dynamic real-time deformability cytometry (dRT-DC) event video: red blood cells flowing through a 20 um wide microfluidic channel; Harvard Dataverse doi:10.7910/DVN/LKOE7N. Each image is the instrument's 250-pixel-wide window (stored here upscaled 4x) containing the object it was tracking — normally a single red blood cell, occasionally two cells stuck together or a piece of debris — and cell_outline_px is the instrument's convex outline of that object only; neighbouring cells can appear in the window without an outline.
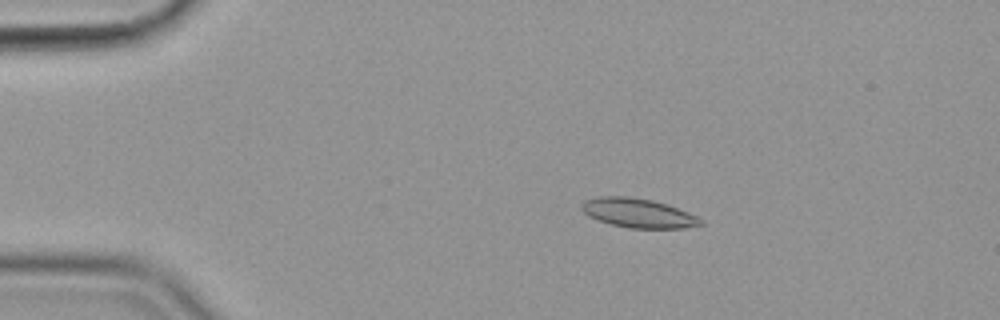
{"species": "common noctule bat (a hibernating species)", "species_latin": "Nyctalus noctula", "temperature_condition": "cold", "stored_images_in_passage": 51, "camera_frame_rate_fps": 3000, "um_per_image_px": 0.085, "animal": {"sex": "female", "body_mass_g": 19.9}, "frame": {"image": 1, "passage_image": 5, "time_ms": 1.333, "image_size_px": [1000, 320], "cell_outline_px": [[704, 224], [684, 228], [628, 228], [612, 224], [588, 216], [580, 208], [580, 204], [584, 200], [600, 196], [628, 196], [652, 200], [688, 212], [704, 220]], "centroid_in_image_um": [54.23, 18.11], "position_along_channel_um": 30.8, "area_um2": 20.17}}
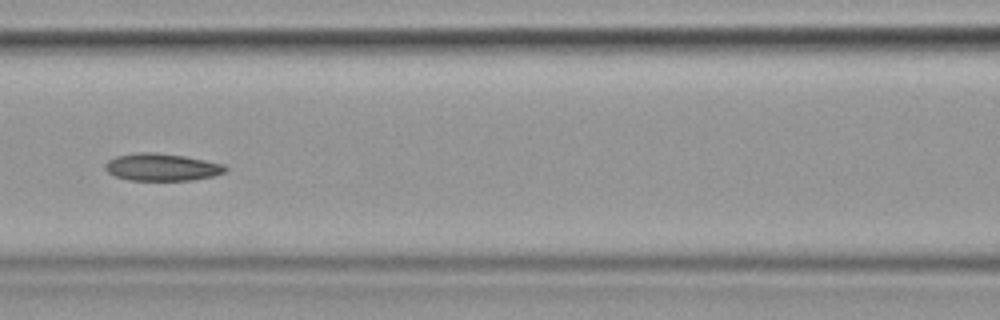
{"frame": {"image": 2, "passage_image": 20, "time_ms": 6.333, "image_size_px": [1000, 320], "cell_outline_px": [[228, 168], [224, 172], [212, 176], [192, 180], [128, 180], [116, 176], [108, 172], [104, 168], [104, 164], [108, 160], [116, 156], [136, 152], [156, 152], [184, 156], [224, 164]], "centroid_in_image_um": [13.73, 14.2], "position_along_channel_um": 152.9, "area_um2": 19.13}}
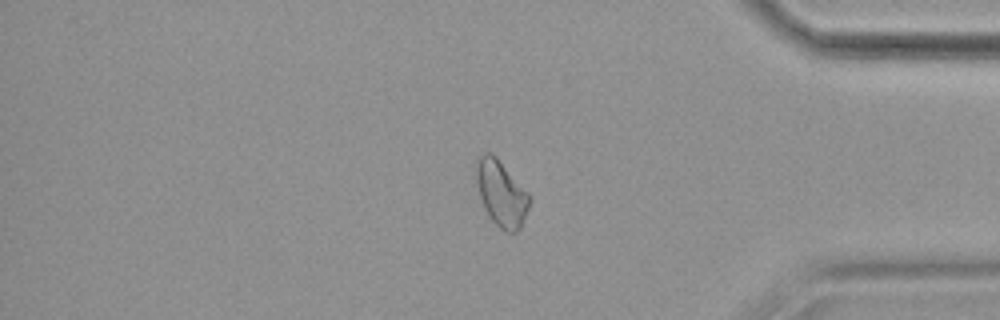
{"frame": {"image": 3, "passage_image": 42, "time_ms": 13.667, "image_size_px": [1000, 320], "cell_outline_px": [[532, 200], [520, 228], [516, 232], [508, 232], [500, 228], [488, 216], [484, 208], [480, 196], [476, 180], [476, 164], [480, 156], [484, 152], [492, 152], [496, 156], [532, 196]], "centroid_in_image_um": [42.63, 16.43], "position_along_channel_um": 392.6, "area_um2": 20.46}, "authors_computed_cell_mechanics": {"area_um2": 19.8254, "velocity_mm_per_s": 3.5623, "shape_relaxation_time_tau1_ms": null, "shape_relaxation_time_tau2_ms": 4.8044, "deformation_change_tau1": null, "deformation_change_tau2": 0.0938}}